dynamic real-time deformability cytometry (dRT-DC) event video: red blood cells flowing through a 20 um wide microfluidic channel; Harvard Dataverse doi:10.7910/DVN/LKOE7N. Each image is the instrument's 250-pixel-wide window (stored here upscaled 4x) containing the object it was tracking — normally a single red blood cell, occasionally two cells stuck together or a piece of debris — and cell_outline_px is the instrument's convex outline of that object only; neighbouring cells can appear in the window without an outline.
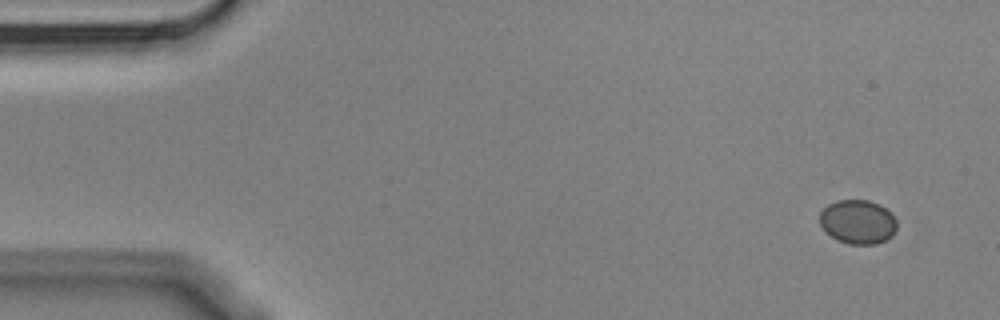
{"species": "Egyptian fruit bat (a non-hibernating species)", "species_latin": "Rousettus aegyptiacus", "temperature_condition": "cold", "stored_images_in_passage": 9, "camera_frame_rate_fps": 3000, "um_per_image_px": 0.085, "animal": {"sex": "male"}, "frame": {"image": 1, "passage_image": 2, "time_ms": 0.333, "image_size_px": [1000, 320], "cell_outline_px": [[896, 232], [892, 236], [876, 244], [848, 244], [836, 240], [820, 224], [820, 212], [828, 204], [836, 200], [868, 200], [880, 204], [896, 220]], "centroid_in_image_um": [72.91, 18.86], "position_along_channel_um": 12.1, "area_um2": 19.71}}
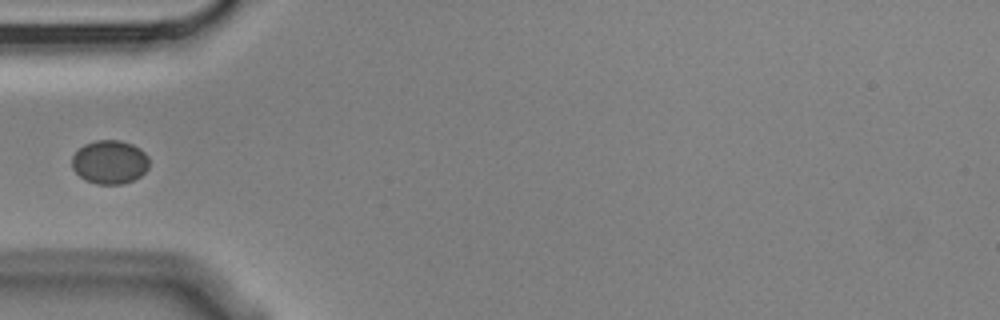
{"frame": {"image": 2, "passage_image": 6, "time_ms": 1.667, "image_size_px": [1000, 320], "cell_outline_px": [[148, 168], [140, 176], [132, 180], [120, 184], [96, 184], [84, 180], [72, 168], [72, 156], [84, 144], [96, 140], [120, 140], [132, 144], [140, 148], [148, 156]], "centroid_in_image_um": [9.32, 13.77], "position_along_channel_um": 75.7, "area_um2": 19.65}}
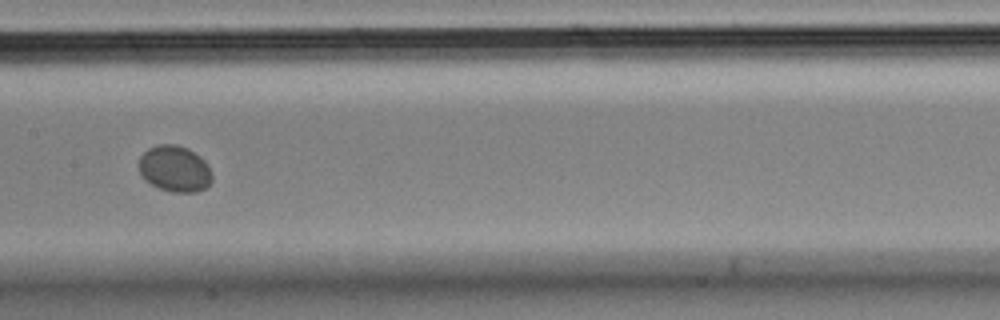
{"frame": {"image": 3, "passage_image": 9, "time_ms": 2.667, "image_size_px": [1000, 320], "cell_outline_px": [[212, 180], [204, 188], [196, 192], [172, 192], [160, 188], [144, 180], [140, 172], [140, 156], [148, 148], [156, 144], [176, 144], [188, 148], [200, 156], [208, 164], [212, 172]], "centroid_in_image_um": [14.86, 14.33], "position_along_channel_um": 192.5, "area_um2": 19.77}}